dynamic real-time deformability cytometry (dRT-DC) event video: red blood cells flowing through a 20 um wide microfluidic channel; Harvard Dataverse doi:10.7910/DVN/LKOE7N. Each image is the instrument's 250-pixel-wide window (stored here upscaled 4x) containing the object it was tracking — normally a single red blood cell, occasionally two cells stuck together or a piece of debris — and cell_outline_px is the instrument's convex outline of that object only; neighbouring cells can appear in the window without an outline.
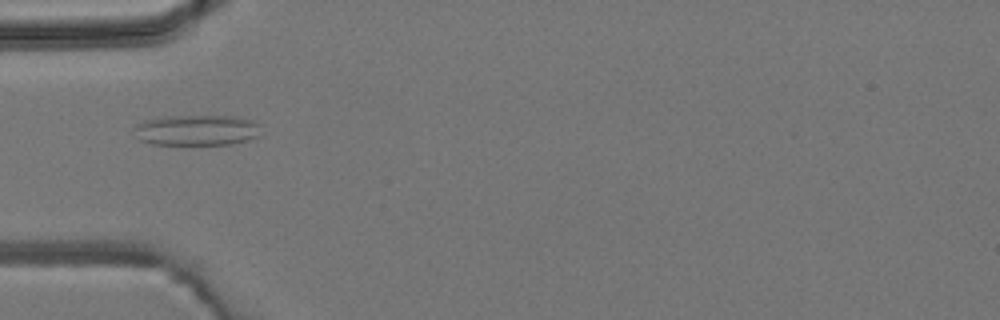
{"species": "common noctule bat (a hibernating species)", "species_latin": "Nyctalus noctula", "temperature_condition": "room temperature", "stored_images_in_passage": 3, "camera_frame_rate_fps": 3000, "um_per_image_px": 0.085, "animal": {"sex": "male", "body_mass_g": 19.2, "forearm_length_mm": 51.8}, "frame": {"image": 1, "passage_image": 2, "time_ms": 2.0, "image_size_px": [1000, 320], "cell_outline_px": [[260, 136], [248, 140], [232, 144], [152, 144], [140, 140], [132, 128], [136, 124], [148, 120], [168, 116], [240, 116], [252, 120], [256, 124]], "centroid_in_image_um": [16.72, 11.06], "position_along_channel_um": 68.3, "area_um2": 22.54}}